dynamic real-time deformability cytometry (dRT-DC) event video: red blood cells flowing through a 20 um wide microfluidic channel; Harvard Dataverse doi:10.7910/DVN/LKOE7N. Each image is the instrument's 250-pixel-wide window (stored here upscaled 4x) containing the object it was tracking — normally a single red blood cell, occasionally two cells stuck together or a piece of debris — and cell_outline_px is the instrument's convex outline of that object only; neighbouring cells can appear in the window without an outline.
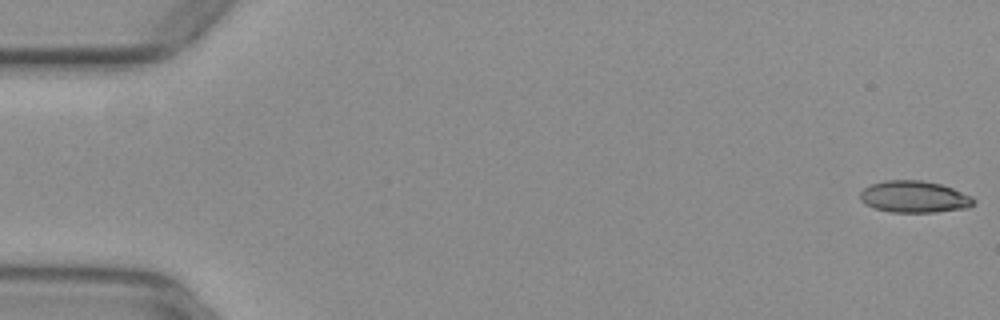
{"species": "common noctule bat (a hibernating species)", "species_latin": "Nyctalus noctula", "temperature_condition": "warm", "stored_images_in_passage": 53, "camera_frame_rate_fps": 3000, "um_per_image_px": 0.085, "animal": {"sex": "female", "body_mass_g": 29.2, "forearm_length_mm": 56.3}, "frame": {"image": 1, "passage_image": 1, "time_ms": 0.0, "image_size_px": [1000, 320], "cell_outline_px": [[976, 200], [968, 208], [936, 212], [892, 212], [872, 208], [864, 204], [860, 200], [860, 192], [864, 188], [872, 184], [884, 180], [920, 180], [940, 184], [952, 188], [972, 196]], "centroid_in_image_um": [77.69, 16.73], "position_along_channel_um": 7.3, "area_um2": 21.1}}
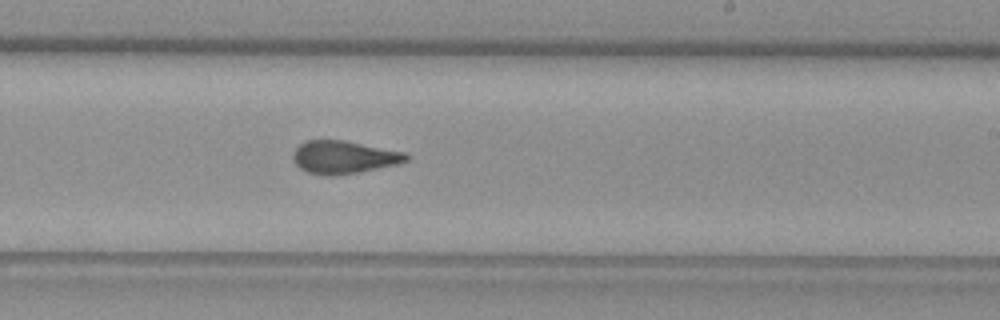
{"frame": {"image": 2, "passage_image": 32, "time_ms": 10.333, "image_size_px": [1000, 320], "cell_outline_px": [[408, 160], [396, 164], [336, 176], [324, 176], [308, 172], [300, 168], [292, 160], [292, 152], [304, 140], [344, 140], [408, 152]], "centroid_in_image_um": [29.19, 13.35], "position_along_channel_um": 259.8, "area_um2": 21.79}}
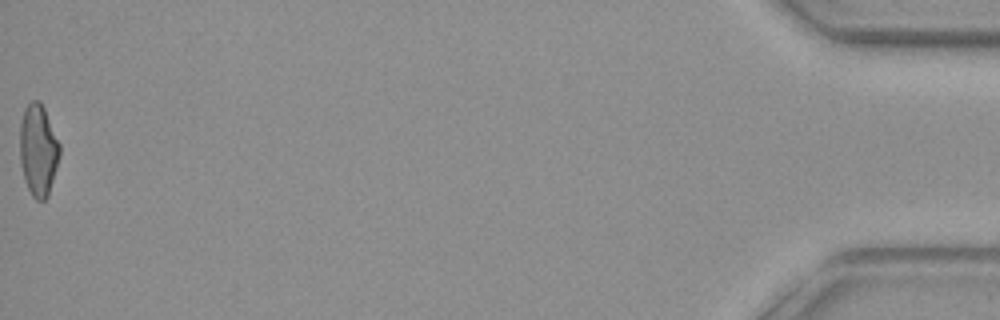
{"frame": {"image": 3, "passage_image": 53, "time_ms": 17.333, "image_size_px": [1000, 320], "cell_outline_px": [[60, 152], [48, 196], [44, 200], [36, 200], [32, 196], [24, 180], [20, 164], [20, 124], [24, 108], [32, 100], [40, 100], [44, 108], [60, 144]], "centroid_in_image_um": [3.23, 12.75], "position_along_channel_um": 432.0, "area_um2": 21.21}, "authors_computed_cell_mechanics": {"area_um2": 21.5016, "velocity_mm_per_s": 3.9634, "shape_relaxation_time_tau1_ms": null, "shape_relaxation_time_tau2_ms": 1.6431, "deformation_change_tau1": null, "deformation_change_tau2": 0.102}}